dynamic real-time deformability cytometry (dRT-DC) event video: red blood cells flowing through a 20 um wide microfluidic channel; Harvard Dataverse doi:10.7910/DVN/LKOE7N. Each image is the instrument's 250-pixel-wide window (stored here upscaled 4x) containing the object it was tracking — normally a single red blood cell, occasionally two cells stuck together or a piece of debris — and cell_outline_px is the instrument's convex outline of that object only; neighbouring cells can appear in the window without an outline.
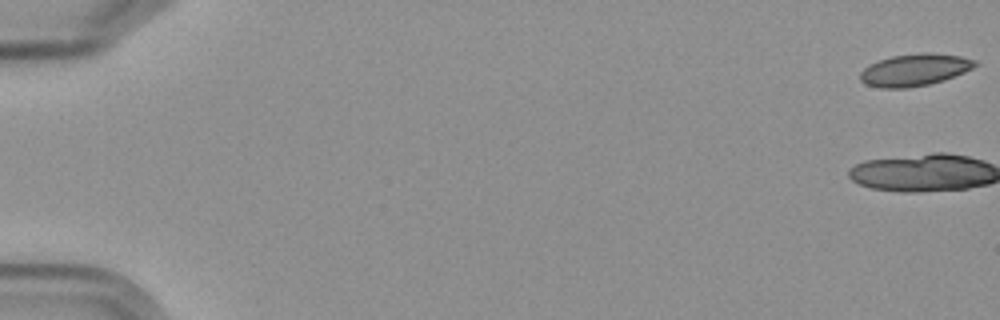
{"species": "Egyptian fruit bat (a non-hibernating species)", "species_latin": "Rousettus aegyptiacus", "temperature_condition": "cold", "stored_images_in_passage": 15, "camera_frame_rate_fps": 3000, "um_per_image_px": 0.085, "frame": {"image": 1, "passage_image": 1, "time_ms": 0.0, "image_size_px": [1000, 320], "cell_outline_px": [[980, 64], [964, 72], [944, 80], [928, 84], [908, 88], [880, 88], [864, 84], [860, 80], [860, 72], [868, 64], [892, 56], [920, 52], [928, 52], [960, 56], [976, 60]], "centroid_in_image_um": [77.73, 5.94], "position_along_channel_um": 7.3, "area_um2": 21.62}}
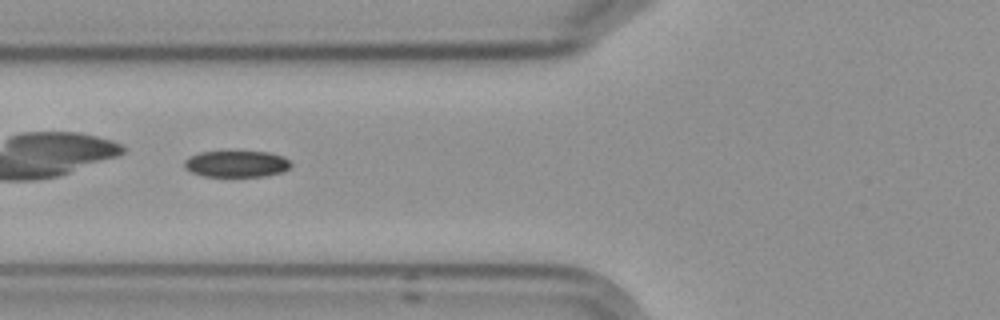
{"frame": {"image": 2, "passage_image": 7, "time_ms": 8.0, "image_size_px": [1000, 320], "cell_outline_px": [[292, 164], [288, 168], [280, 172], [264, 176], [204, 176], [192, 172], [184, 168], [184, 160], [188, 156], [200, 152], [268, 152], [284, 156]], "centroid_in_image_um": [20.07, 13.92], "position_along_channel_um": 105.7, "area_um2": 16.3}}
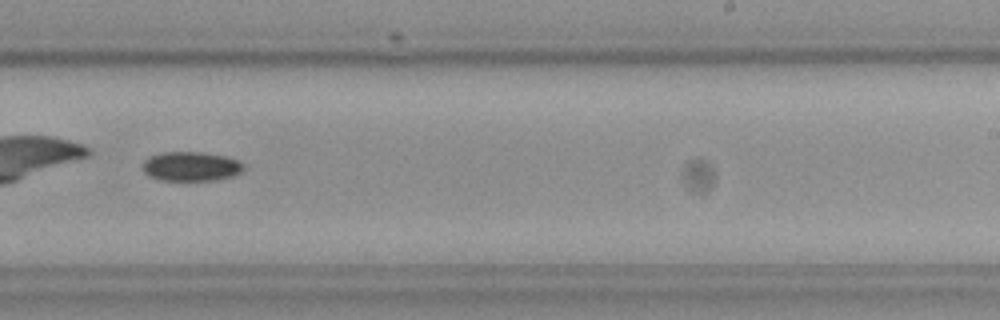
{"frame": {"image": 3, "passage_image": 11, "time_ms": 12.667, "image_size_px": [1000, 320], "cell_outline_px": [[244, 168], [240, 172], [232, 176], [212, 180], [160, 180], [148, 176], [144, 172], [144, 160], [152, 156], [164, 152], [200, 152], [224, 156], [236, 160]], "centroid_in_image_um": [16.2, 14.15], "position_along_channel_um": 272.8, "area_um2": 16.88}}